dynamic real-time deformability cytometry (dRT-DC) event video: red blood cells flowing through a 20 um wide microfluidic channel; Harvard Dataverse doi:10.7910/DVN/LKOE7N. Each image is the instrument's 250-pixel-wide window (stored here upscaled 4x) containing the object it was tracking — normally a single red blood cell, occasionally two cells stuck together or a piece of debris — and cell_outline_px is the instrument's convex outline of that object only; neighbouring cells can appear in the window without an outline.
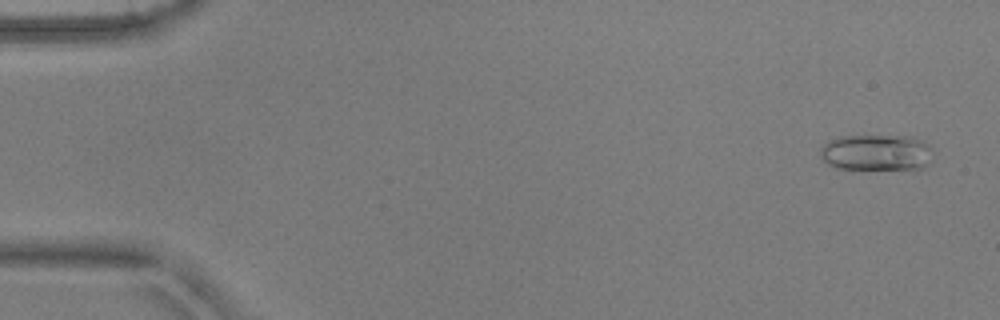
{"species": "common noctule bat (a hibernating species)", "species_latin": "Nyctalus noctula", "temperature_condition": "warm", "stored_images_in_passage": 53, "camera_frame_rate_fps": 3000, "um_per_image_px": 0.085, "animal": {"sex": "male", "body_mass_g": 17.9, "forearm_length_mm": 54.2}, "frame": {"image": 1, "passage_image": 3, "time_ms": 0.667, "image_size_px": [1000, 320], "cell_outline_px": [[932, 164], [916, 172], [832, 168], [820, 156], [820, 148], [828, 140], [840, 136], [908, 136], [924, 140], [928, 144], [932, 160]], "centroid_in_image_um": [74.56, 13.03], "position_along_channel_um": 10.4, "area_um2": 25.09}}
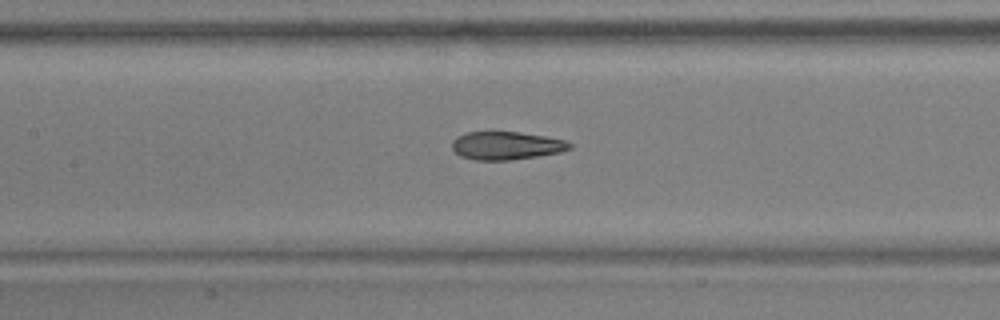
{"frame": {"image": 2, "passage_image": 25, "time_ms": 8.0, "image_size_px": [1000, 320], "cell_outline_px": [[572, 148], [560, 152], [512, 160], [476, 160], [460, 156], [452, 148], [452, 140], [456, 136], [468, 132], [520, 132], [544, 136], [564, 140], [572, 144]], "centroid_in_image_um": [43.02, 12.38], "position_along_channel_um": 164.4, "area_um2": 19.19}}
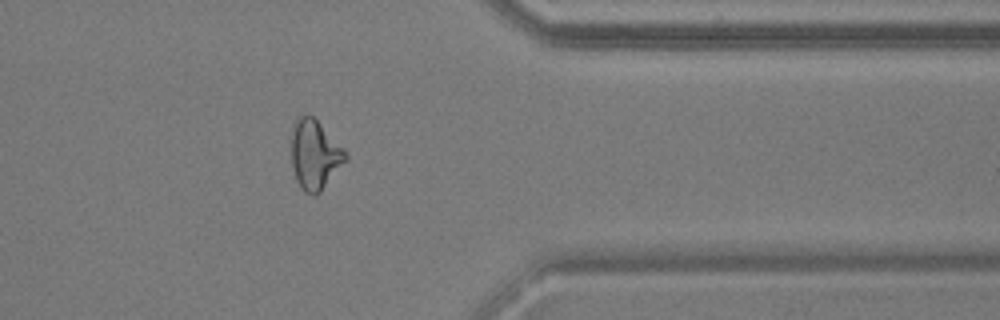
{"frame": {"image": 3, "passage_image": 43, "time_ms": 14.0, "image_size_px": [1000, 320], "cell_outline_px": [[348, 156], [320, 192], [316, 196], [312, 196], [304, 192], [300, 188], [296, 180], [292, 168], [292, 128], [296, 116], [312, 116], [348, 152]], "centroid_in_image_um": [26.73, 13.17], "position_along_channel_um": 384.7, "area_um2": 21.73}, "authors_computed_cell_mechanics": {"area_um2": 20.808, "velocity_mm_per_s": 3.8699, "shape_relaxation_time_tau1_ms": 6.1618, "shape_relaxation_time_tau2_ms": 1.4207, "deformation_change_tau1": 0.2103, "deformation_change_tau2": 0.1016}}